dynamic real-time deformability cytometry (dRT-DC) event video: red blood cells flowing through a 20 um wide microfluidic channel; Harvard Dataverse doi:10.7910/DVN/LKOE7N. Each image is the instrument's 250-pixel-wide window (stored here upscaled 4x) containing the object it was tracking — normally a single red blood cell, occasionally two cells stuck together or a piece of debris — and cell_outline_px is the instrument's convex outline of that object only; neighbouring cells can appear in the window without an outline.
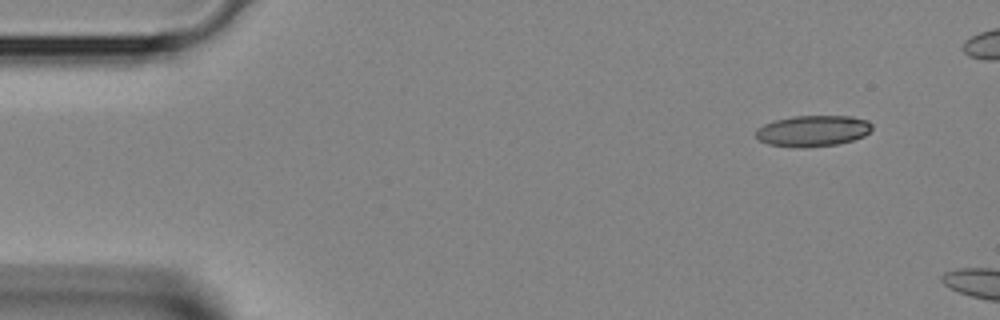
{"species": "Egyptian fruit bat (a non-hibernating species)", "species_latin": "Rousettus aegyptiacus", "temperature_condition": "room temperature", "stored_images_in_passage": 2, "camera_frame_rate_fps": 3000, "um_per_image_px": 0.085, "animal": {"sex": "female"}, "frame": {"image": 1, "passage_image": 1, "time_ms": 0.0, "image_size_px": [1000, 320], "cell_outline_px": [[872, 128], [864, 136], [852, 140], [836, 144], [804, 148], [796, 148], [768, 144], [760, 140], [756, 136], [756, 128], [764, 124], [776, 120], [792, 116], [852, 116], [868, 120], [872, 124]], "centroid_in_image_um": [69.09, 11.12], "position_along_channel_um": 15.9, "area_um2": 21.1}}